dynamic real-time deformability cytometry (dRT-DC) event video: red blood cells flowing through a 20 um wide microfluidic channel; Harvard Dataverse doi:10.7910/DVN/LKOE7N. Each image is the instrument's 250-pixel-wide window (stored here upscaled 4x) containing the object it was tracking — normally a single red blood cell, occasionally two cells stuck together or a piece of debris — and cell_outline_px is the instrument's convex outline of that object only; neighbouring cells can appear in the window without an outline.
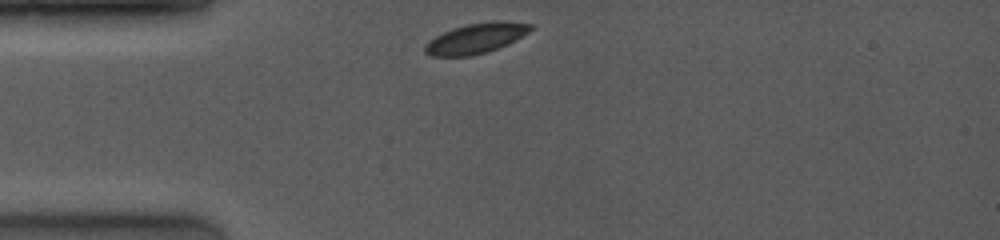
{"species": "common noctule bat (a hibernating species)", "species_latin": "Nyctalus noctula", "temperature_condition": "room temperature", "stored_images_in_passage": 24, "camera_frame_rate_fps": 4000, "um_per_image_px": 0.085, "animal": {"sex": "female", "body_mass_g": 19.0, "forearm_length_mm": 53.3}, "frame": {"image": 1, "passage_image": 1, "time_ms": 0.0, "image_size_px": [1000, 240], "cell_outline_px": [[536, 24], [528, 32], [508, 44], [472, 56], [432, 56], [424, 52], [424, 44], [436, 36], [452, 28], [468, 24], [496, 20]], "centroid_in_image_um": [40.45, 3.25], "position_along_channel_um": 44.5, "area_um2": 18.44}}
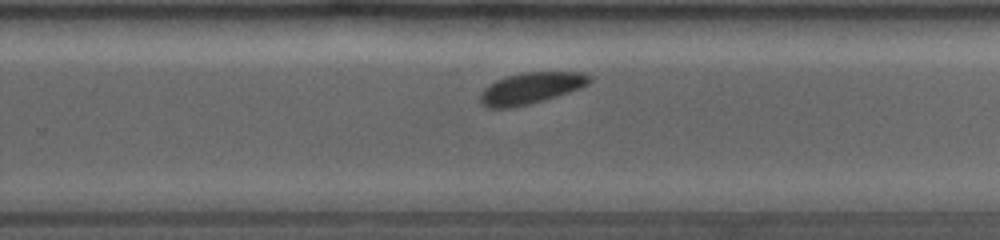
{"frame": {"image": 2, "passage_image": 16, "time_ms": 6.5, "image_size_px": [1000, 240], "cell_outline_px": [[592, 80], [588, 84], [580, 88], [544, 100], [512, 108], [488, 108], [480, 100], [480, 96], [484, 88], [496, 80], [508, 76], [524, 72], [584, 72], [592, 76]], "centroid_in_image_um": [45.16, 7.48], "position_along_channel_um": 284.6, "area_um2": 19.83}}
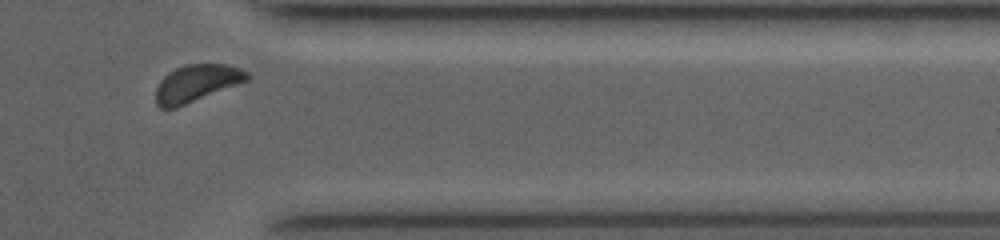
{"frame": {"image": 3, "passage_image": 22, "time_ms": 9.25, "image_size_px": [1000, 240], "cell_outline_px": [[252, 76], [248, 80], [176, 108], [160, 108], [156, 104], [156, 88], [160, 80], [168, 72], [184, 64], [224, 64], [240, 68], [248, 72]], "centroid_in_image_um": [16.7, 7.07], "position_along_channel_um": 394.7, "area_um2": 19.71}, "authors_computed_cell_mechanics": {"area_um2": 19.941, "velocity_mm_per_s": 3.9988, "shape_relaxation_time_tau1_ms": 2.0853, "shape_relaxation_time_tau2_ms": null, "deformation_change_tau1": 0.0773, "deformation_change_tau2": null}}